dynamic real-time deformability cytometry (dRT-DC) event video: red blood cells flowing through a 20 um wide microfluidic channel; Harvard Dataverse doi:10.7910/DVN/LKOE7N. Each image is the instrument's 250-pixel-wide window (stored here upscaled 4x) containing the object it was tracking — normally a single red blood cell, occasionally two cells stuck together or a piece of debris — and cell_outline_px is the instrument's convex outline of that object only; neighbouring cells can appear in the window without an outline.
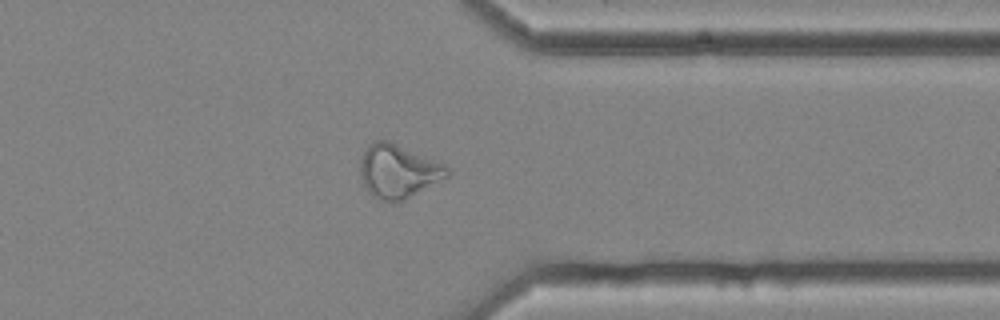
{"species": "common noctule bat (a hibernating species)", "species_latin": "Nyctalus noctula", "temperature_condition": "cold", "stored_images_in_passage": 52, "camera_frame_rate_fps": 3000, "um_per_image_px": 0.085, "animal": {"sex": "female", "body_mass_g": 25.1}, "frame": {"image": 1, "passage_image": 45, "time_ms": 14.667, "image_size_px": [1000, 320], "cell_outline_px": [[452, 172], [448, 176], [404, 200], [380, 200], [372, 196], [368, 192], [360, 176], [360, 160], [368, 144], [376, 140], [388, 140], [444, 164]], "centroid_in_image_um": [33.82, 14.54], "position_along_channel_um": 377.6, "area_um2": 26.82}, "authors_computed_cell_mechanics": {"area_um2": 27.8307, "velocity_mm_per_s": 3.577, "shape_relaxation_time_tau1_ms": null, "shape_relaxation_time_tau2_ms": 2.9241, "deformation_change_tau1": null, "deformation_change_tau2": 0.1261}}